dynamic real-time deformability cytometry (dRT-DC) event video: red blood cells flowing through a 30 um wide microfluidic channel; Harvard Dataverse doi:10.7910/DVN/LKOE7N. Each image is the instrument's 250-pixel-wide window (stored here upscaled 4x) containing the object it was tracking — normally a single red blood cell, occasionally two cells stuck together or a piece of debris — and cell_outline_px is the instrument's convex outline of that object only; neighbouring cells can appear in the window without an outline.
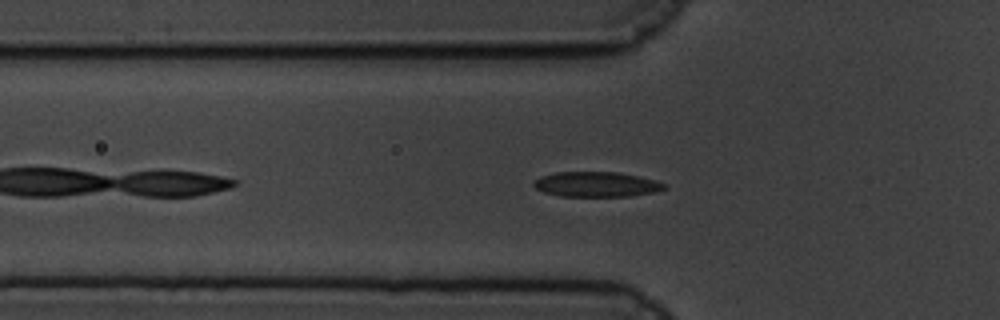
{"species": "common noctule bat (a hibernating species)", "species_latin": "Nyctalus noctula", "temperature_condition": "cold", "stored_images_in_passage": 34, "camera_frame_rate_fps": 3000, "um_per_image_px": 0.085, "animal": {"sex": "male", "body_mass_g": 19.5, "forearm_length_mm": 54.6}, "frame": {"image": 1, "passage_image": 6, "time_ms": 1.667, "image_size_px": [1000, 320], "cell_outline_px": [[668, 188], [656, 192], [628, 196], [560, 196], [544, 192], [536, 188], [532, 184], [540, 176], [556, 172], [616, 172], [656, 180], [664, 184]], "centroid_in_image_um": [50.69, 15.67], "position_along_channel_um": 75.1, "area_um2": 18.96}}
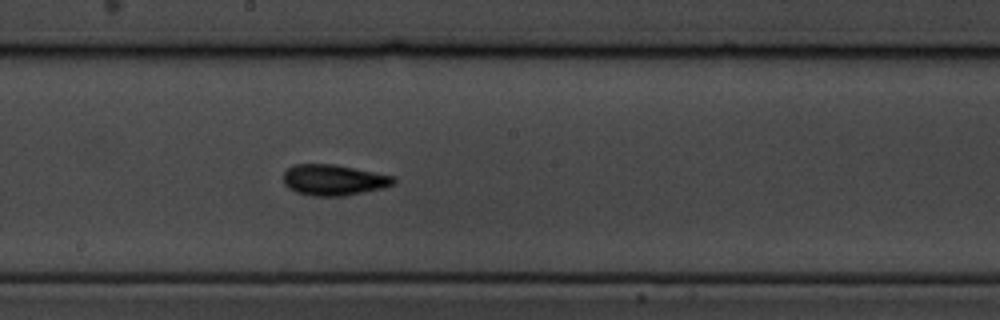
{"frame": {"image": 2, "passage_image": 19, "time_ms": 6.0, "image_size_px": [1000, 320], "cell_outline_px": [[396, 180], [392, 184], [384, 188], [344, 196], [312, 196], [296, 192], [288, 188], [284, 184], [284, 172], [288, 168], [296, 164], [332, 164], [392, 176]], "centroid_in_image_um": [28.32, 15.31], "position_along_channel_um": 219.9, "area_um2": 19.59}}
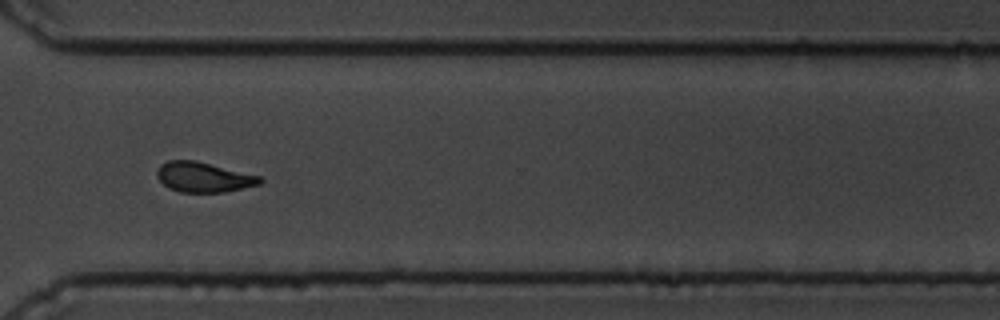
{"frame": {"image": 3, "passage_image": 31, "time_ms": 10.0, "image_size_px": [1000, 320], "cell_outline_px": [[264, 180], [260, 184], [224, 192], [180, 192], [168, 188], [156, 176], [156, 172], [160, 164], [168, 160], [196, 160], [264, 176]], "centroid_in_image_um": [17.34, 15.04], "position_along_channel_um": 353.3, "area_um2": 18.32}, "authors_computed_cell_mechanics": {"area_um2": 18.9584, "velocity_mm_per_s": 3.3353, "shape_relaxation_time_tau1_ms": 3.1722, "shape_relaxation_time_tau2_ms": 3.3402, "deformation_change_tau1": 0.1162, "deformation_change_tau2": 0.0843}}